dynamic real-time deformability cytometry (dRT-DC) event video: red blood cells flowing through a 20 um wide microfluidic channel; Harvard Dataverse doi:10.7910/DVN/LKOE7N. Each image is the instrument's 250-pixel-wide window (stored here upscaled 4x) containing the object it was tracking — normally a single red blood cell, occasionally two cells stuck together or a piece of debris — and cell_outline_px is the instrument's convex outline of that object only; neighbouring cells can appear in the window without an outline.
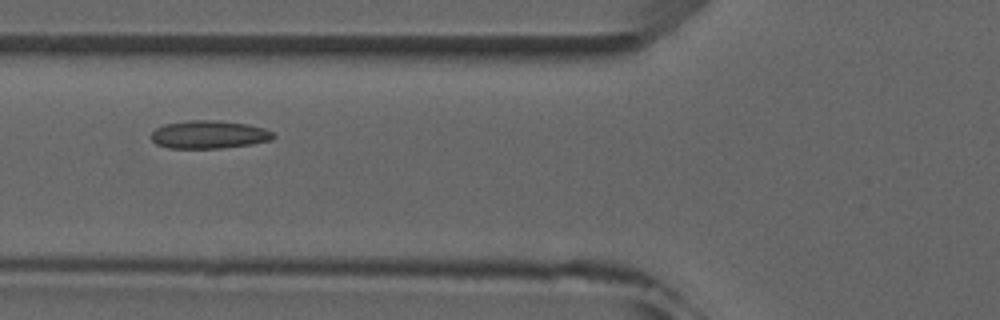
{"species": "common noctule bat (a hibernating species)", "species_latin": "Nyctalus noctula", "temperature_condition": "room temperature", "stored_images_in_passage": 5, "camera_frame_rate_fps": 3000, "um_per_image_px": 0.085, "animal": {"sex": "male", "forearm_length_mm": 52.5}, "frame": {"image": 1, "passage_image": 4, "time_ms": 4.333, "image_size_px": [1000, 320], "cell_outline_px": [[276, 136], [272, 140], [252, 144], [220, 148], [168, 148], [156, 144], [148, 136], [156, 128], [164, 124], [188, 120], [220, 120], [248, 124], [264, 128], [276, 132]], "centroid_in_image_um": [17.78, 11.43], "position_along_channel_um": 108.0, "area_um2": 20.29}}
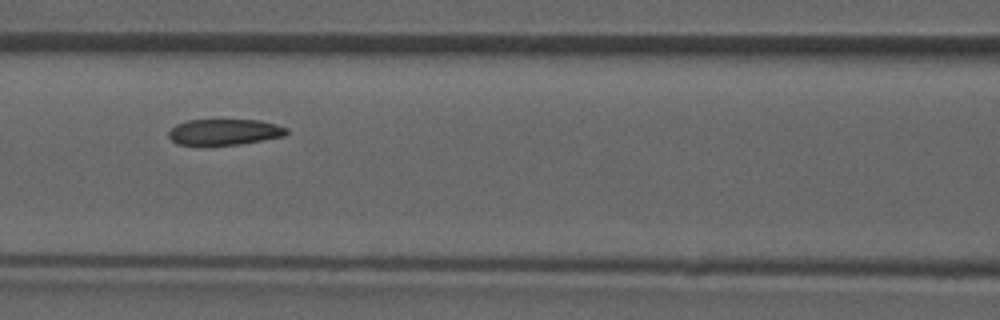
{"frame": {"image": 2, "passage_image": 5, "time_ms": 5.333, "image_size_px": [1000, 320], "cell_outline_px": [[288, 132], [284, 136], [240, 144], [176, 144], [168, 136], [168, 132], [176, 124], [188, 120], [260, 120], [276, 124], [288, 128]], "centroid_in_image_um": [19.09, 11.2], "position_along_channel_um": 147.5, "area_um2": 17.63}}